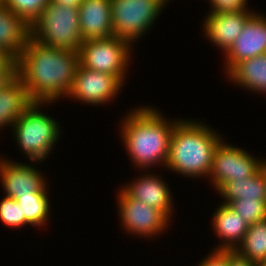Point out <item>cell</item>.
Instances as JSON below:
<instances>
[{
	"mask_svg": "<svg viewBox=\"0 0 266 266\" xmlns=\"http://www.w3.org/2000/svg\"><path fill=\"white\" fill-rule=\"evenodd\" d=\"M16 75V70H0V90Z\"/></svg>",
	"mask_w": 266,
	"mask_h": 266,
	"instance_id": "cell-30",
	"label": "cell"
},
{
	"mask_svg": "<svg viewBox=\"0 0 266 266\" xmlns=\"http://www.w3.org/2000/svg\"><path fill=\"white\" fill-rule=\"evenodd\" d=\"M50 1L55 2V3L62 4V5L75 6L77 8L83 2V0H50Z\"/></svg>",
	"mask_w": 266,
	"mask_h": 266,
	"instance_id": "cell-31",
	"label": "cell"
},
{
	"mask_svg": "<svg viewBox=\"0 0 266 266\" xmlns=\"http://www.w3.org/2000/svg\"><path fill=\"white\" fill-rule=\"evenodd\" d=\"M167 2L168 0H111L114 36L130 44L135 42L151 27Z\"/></svg>",
	"mask_w": 266,
	"mask_h": 266,
	"instance_id": "cell-6",
	"label": "cell"
},
{
	"mask_svg": "<svg viewBox=\"0 0 266 266\" xmlns=\"http://www.w3.org/2000/svg\"><path fill=\"white\" fill-rule=\"evenodd\" d=\"M78 13L83 41L114 36L111 0H83Z\"/></svg>",
	"mask_w": 266,
	"mask_h": 266,
	"instance_id": "cell-14",
	"label": "cell"
},
{
	"mask_svg": "<svg viewBox=\"0 0 266 266\" xmlns=\"http://www.w3.org/2000/svg\"><path fill=\"white\" fill-rule=\"evenodd\" d=\"M229 207L248 225L266 219V202L259 199H238L231 201Z\"/></svg>",
	"mask_w": 266,
	"mask_h": 266,
	"instance_id": "cell-23",
	"label": "cell"
},
{
	"mask_svg": "<svg viewBox=\"0 0 266 266\" xmlns=\"http://www.w3.org/2000/svg\"><path fill=\"white\" fill-rule=\"evenodd\" d=\"M253 13L249 10L210 12L203 24L207 38L226 53Z\"/></svg>",
	"mask_w": 266,
	"mask_h": 266,
	"instance_id": "cell-13",
	"label": "cell"
},
{
	"mask_svg": "<svg viewBox=\"0 0 266 266\" xmlns=\"http://www.w3.org/2000/svg\"><path fill=\"white\" fill-rule=\"evenodd\" d=\"M79 64L78 52L52 48L30 37L17 58L16 75L33 102L49 104L67 97Z\"/></svg>",
	"mask_w": 266,
	"mask_h": 266,
	"instance_id": "cell-1",
	"label": "cell"
},
{
	"mask_svg": "<svg viewBox=\"0 0 266 266\" xmlns=\"http://www.w3.org/2000/svg\"><path fill=\"white\" fill-rule=\"evenodd\" d=\"M22 216L25 217V225L41 226L50 217L49 196L48 195H26L17 198Z\"/></svg>",
	"mask_w": 266,
	"mask_h": 266,
	"instance_id": "cell-22",
	"label": "cell"
},
{
	"mask_svg": "<svg viewBox=\"0 0 266 266\" xmlns=\"http://www.w3.org/2000/svg\"><path fill=\"white\" fill-rule=\"evenodd\" d=\"M128 113L122 121L121 137L135 166L146 170L158 163L166 165L172 130L178 121L168 122L150 106Z\"/></svg>",
	"mask_w": 266,
	"mask_h": 266,
	"instance_id": "cell-2",
	"label": "cell"
},
{
	"mask_svg": "<svg viewBox=\"0 0 266 266\" xmlns=\"http://www.w3.org/2000/svg\"><path fill=\"white\" fill-rule=\"evenodd\" d=\"M24 83L15 75L0 90V128L13 125L14 121L21 116L32 104Z\"/></svg>",
	"mask_w": 266,
	"mask_h": 266,
	"instance_id": "cell-18",
	"label": "cell"
},
{
	"mask_svg": "<svg viewBox=\"0 0 266 266\" xmlns=\"http://www.w3.org/2000/svg\"><path fill=\"white\" fill-rule=\"evenodd\" d=\"M117 198L121 225L129 233L150 237L163 233L170 224V219L161 210L129 197L122 189Z\"/></svg>",
	"mask_w": 266,
	"mask_h": 266,
	"instance_id": "cell-9",
	"label": "cell"
},
{
	"mask_svg": "<svg viewBox=\"0 0 266 266\" xmlns=\"http://www.w3.org/2000/svg\"><path fill=\"white\" fill-rule=\"evenodd\" d=\"M235 251L260 266L266 264V219L249 225L243 241Z\"/></svg>",
	"mask_w": 266,
	"mask_h": 266,
	"instance_id": "cell-21",
	"label": "cell"
},
{
	"mask_svg": "<svg viewBox=\"0 0 266 266\" xmlns=\"http://www.w3.org/2000/svg\"><path fill=\"white\" fill-rule=\"evenodd\" d=\"M41 104L45 102H32L12 125L20 151L24 152L31 162L46 159L61 133L58 122L38 110Z\"/></svg>",
	"mask_w": 266,
	"mask_h": 266,
	"instance_id": "cell-5",
	"label": "cell"
},
{
	"mask_svg": "<svg viewBox=\"0 0 266 266\" xmlns=\"http://www.w3.org/2000/svg\"><path fill=\"white\" fill-rule=\"evenodd\" d=\"M261 171L264 174V181H265V187H266V160L263 162V164L261 166Z\"/></svg>",
	"mask_w": 266,
	"mask_h": 266,
	"instance_id": "cell-32",
	"label": "cell"
},
{
	"mask_svg": "<svg viewBox=\"0 0 266 266\" xmlns=\"http://www.w3.org/2000/svg\"><path fill=\"white\" fill-rule=\"evenodd\" d=\"M221 140L201 121L179 120L172 130L166 168L187 177H209L213 154Z\"/></svg>",
	"mask_w": 266,
	"mask_h": 266,
	"instance_id": "cell-3",
	"label": "cell"
},
{
	"mask_svg": "<svg viewBox=\"0 0 266 266\" xmlns=\"http://www.w3.org/2000/svg\"><path fill=\"white\" fill-rule=\"evenodd\" d=\"M49 2L50 0H5L3 3L10 11L32 26Z\"/></svg>",
	"mask_w": 266,
	"mask_h": 266,
	"instance_id": "cell-24",
	"label": "cell"
},
{
	"mask_svg": "<svg viewBox=\"0 0 266 266\" xmlns=\"http://www.w3.org/2000/svg\"><path fill=\"white\" fill-rule=\"evenodd\" d=\"M217 191L225 199L223 204L227 205L238 199H259L266 202V187L261 169L246 180L228 181Z\"/></svg>",
	"mask_w": 266,
	"mask_h": 266,
	"instance_id": "cell-20",
	"label": "cell"
},
{
	"mask_svg": "<svg viewBox=\"0 0 266 266\" xmlns=\"http://www.w3.org/2000/svg\"><path fill=\"white\" fill-rule=\"evenodd\" d=\"M226 75L249 91L266 93V54L241 61Z\"/></svg>",
	"mask_w": 266,
	"mask_h": 266,
	"instance_id": "cell-19",
	"label": "cell"
},
{
	"mask_svg": "<svg viewBox=\"0 0 266 266\" xmlns=\"http://www.w3.org/2000/svg\"><path fill=\"white\" fill-rule=\"evenodd\" d=\"M31 38L52 48L78 52L84 42L78 8L50 1L32 24Z\"/></svg>",
	"mask_w": 266,
	"mask_h": 266,
	"instance_id": "cell-4",
	"label": "cell"
},
{
	"mask_svg": "<svg viewBox=\"0 0 266 266\" xmlns=\"http://www.w3.org/2000/svg\"><path fill=\"white\" fill-rule=\"evenodd\" d=\"M131 44L117 36L86 40L80 45L81 66L98 72L116 76L122 83L128 68Z\"/></svg>",
	"mask_w": 266,
	"mask_h": 266,
	"instance_id": "cell-7",
	"label": "cell"
},
{
	"mask_svg": "<svg viewBox=\"0 0 266 266\" xmlns=\"http://www.w3.org/2000/svg\"><path fill=\"white\" fill-rule=\"evenodd\" d=\"M247 151L225 144L221 140L213 154L212 168L209 174L215 189L228 181L246 180L255 175L263 164Z\"/></svg>",
	"mask_w": 266,
	"mask_h": 266,
	"instance_id": "cell-8",
	"label": "cell"
},
{
	"mask_svg": "<svg viewBox=\"0 0 266 266\" xmlns=\"http://www.w3.org/2000/svg\"><path fill=\"white\" fill-rule=\"evenodd\" d=\"M229 266H260L240 256L236 251H229Z\"/></svg>",
	"mask_w": 266,
	"mask_h": 266,
	"instance_id": "cell-29",
	"label": "cell"
},
{
	"mask_svg": "<svg viewBox=\"0 0 266 266\" xmlns=\"http://www.w3.org/2000/svg\"><path fill=\"white\" fill-rule=\"evenodd\" d=\"M17 60L7 51L0 48V70H16Z\"/></svg>",
	"mask_w": 266,
	"mask_h": 266,
	"instance_id": "cell-28",
	"label": "cell"
},
{
	"mask_svg": "<svg viewBox=\"0 0 266 266\" xmlns=\"http://www.w3.org/2000/svg\"><path fill=\"white\" fill-rule=\"evenodd\" d=\"M198 266H229V251L214 250Z\"/></svg>",
	"mask_w": 266,
	"mask_h": 266,
	"instance_id": "cell-27",
	"label": "cell"
},
{
	"mask_svg": "<svg viewBox=\"0 0 266 266\" xmlns=\"http://www.w3.org/2000/svg\"><path fill=\"white\" fill-rule=\"evenodd\" d=\"M30 37L31 26L0 2V48L17 60Z\"/></svg>",
	"mask_w": 266,
	"mask_h": 266,
	"instance_id": "cell-16",
	"label": "cell"
},
{
	"mask_svg": "<svg viewBox=\"0 0 266 266\" xmlns=\"http://www.w3.org/2000/svg\"><path fill=\"white\" fill-rule=\"evenodd\" d=\"M122 188L129 197L161 210L170 219L174 207L172 195L167 184L159 176L146 174Z\"/></svg>",
	"mask_w": 266,
	"mask_h": 266,
	"instance_id": "cell-15",
	"label": "cell"
},
{
	"mask_svg": "<svg viewBox=\"0 0 266 266\" xmlns=\"http://www.w3.org/2000/svg\"><path fill=\"white\" fill-rule=\"evenodd\" d=\"M4 159H0V179L5 196L16 200L26 195H48L44 176L33 165Z\"/></svg>",
	"mask_w": 266,
	"mask_h": 266,
	"instance_id": "cell-11",
	"label": "cell"
},
{
	"mask_svg": "<svg viewBox=\"0 0 266 266\" xmlns=\"http://www.w3.org/2000/svg\"><path fill=\"white\" fill-rule=\"evenodd\" d=\"M0 219L8 227L19 228L25 225V217L22 216L19 203L7 196L0 202Z\"/></svg>",
	"mask_w": 266,
	"mask_h": 266,
	"instance_id": "cell-25",
	"label": "cell"
},
{
	"mask_svg": "<svg viewBox=\"0 0 266 266\" xmlns=\"http://www.w3.org/2000/svg\"><path fill=\"white\" fill-rule=\"evenodd\" d=\"M213 229L221 240L219 247L215 250L235 251L241 244L249 228L245 220L233 211L229 205L221 204L213 216Z\"/></svg>",
	"mask_w": 266,
	"mask_h": 266,
	"instance_id": "cell-17",
	"label": "cell"
},
{
	"mask_svg": "<svg viewBox=\"0 0 266 266\" xmlns=\"http://www.w3.org/2000/svg\"><path fill=\"white\" fill-rule=\"evenodd\" d=\"M224 54L227 62L226 73L243 60L266 54V16L253 13L241 34Z\"/></svg>",
	"mask_w": 266,
	"mask_h": 266,
	"instance_id": "cell-12",
	"label": "cell"
},
{
	"mask_svg": "<svg viewBox=\"0 0 266 266\" xmlns=\"http://www.w3.org/2000/svg\"><path fill=\"white\" fill-rule=\"evenodd\" d=\"M247 0H209L211 4L210 12H232L247 10Z\"/></svg>",
	"mask_w": 266,
	"mask_h": 266,
	"instance_id": "cell-26",
	"label": "cell"
},
{
	"mask_svg": "<svg viewBox=\"0 0 266 266\" xmlns=\"http://www.w3.org/2000/svg\"><path fill=\"white\" fill-rule=\"evenodd\" d=\"M122 85L116 76L89 70L79 64L67 97L92 105H104L118 94Z\"/></svg>",
	"mask_w": 266,
	"mask_h": 266,
	"instance_id": "cell-10",
	"label": "cell"
}]
</instances>
